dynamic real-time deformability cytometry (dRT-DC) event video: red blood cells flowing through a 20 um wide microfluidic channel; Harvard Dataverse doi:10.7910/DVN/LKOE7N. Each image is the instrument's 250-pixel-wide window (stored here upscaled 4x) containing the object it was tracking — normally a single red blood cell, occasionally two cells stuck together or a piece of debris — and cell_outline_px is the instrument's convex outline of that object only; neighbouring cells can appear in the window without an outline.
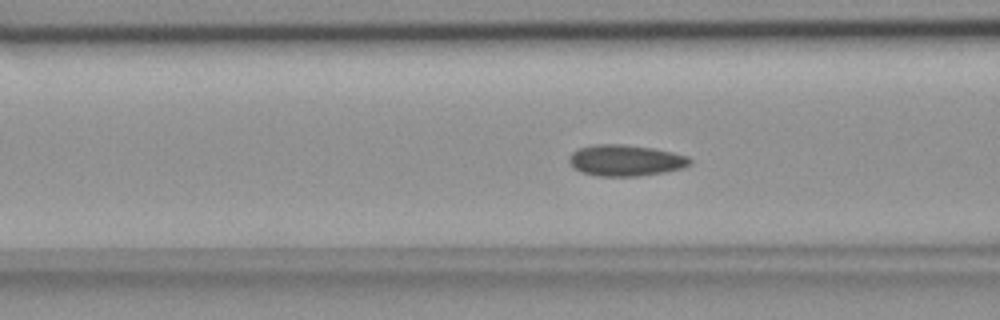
{"species": "common noctule bat (a hibernating species)", "species_latin": "Nyctalus noctula", "temperature_condition": "room temperature", "stored_images_in_passage": 48, "camera_frame_rate_fps": 3000, "um_per_image_px": 0.085, "animal": {"sex": "female", "body_mass_g": 18.4}, "frame": {"image": 1, "passage_image": 14, "time_ms": 4.333, "image_size_px": [1000, 320], "cell_outline_px": [[692, 160], [688, 164], [680, 168], [664, 172], [636, 176], [596, 176], [580, 172], [568, 160], [568, 156], [572, 152], [580, 148], [592, 144], [624, 144], [652, 148], [672, 152], [688, 156]], "centroid_in_image_um": [53.13, 13.62], "position_along_channel_um": 113.5, "area_um2": 21.85}}
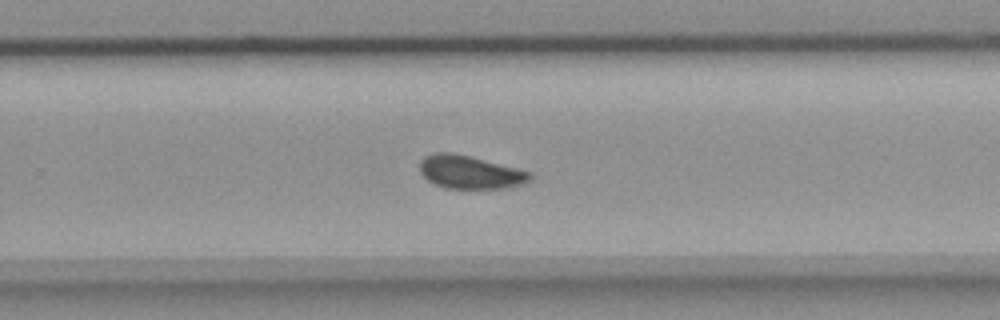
{"frame": {"image": 2, "passage_image": 28, "time_ms": 9.0, "image_size_px": [1000, 320], "cell_outline_px": [[532, 176], [528, 180], [520, 184], [504, 188], [444, 188], [428, 180], [420, 172], [420, 160], [424, 156], [436, 152], [452, 152], [532, 172]], "centroid_in_image_um": [39.9, 14.62], "position_along_channel_um": 289.9, "area_um2": 20.98}}
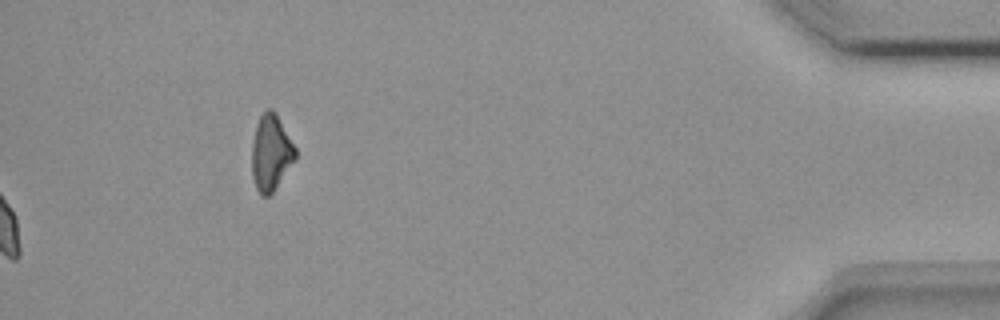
{"frame": {"image": 3, "passage_image": 48, "time_ms": 15.667, "image_size_px": [1000, 320], "cell_outline_px": [[296, 160], [272, 192], [268, 196], [260, 196], [256, 188], [252, 176], [252, 140], [256, 124], [260, 116], [268, 108], [272, 108], [276, 112], [296, 148]], "centroid_in_image_um": [23.03, 12.97], "position_along_channel_um": 412.2, "area_um2": 19.42}, "authors_computed_cell_mechanics": {"area_um2": 21.2126, "velocity_mm_per_s": 3.7942, "shape_relaxation_time_tau1_ms": null, "shape_relaxation_time_tau2_ms": 1.3388, "deformation_change_tau1": null, "deformation_change_tau2": 0.0512}}